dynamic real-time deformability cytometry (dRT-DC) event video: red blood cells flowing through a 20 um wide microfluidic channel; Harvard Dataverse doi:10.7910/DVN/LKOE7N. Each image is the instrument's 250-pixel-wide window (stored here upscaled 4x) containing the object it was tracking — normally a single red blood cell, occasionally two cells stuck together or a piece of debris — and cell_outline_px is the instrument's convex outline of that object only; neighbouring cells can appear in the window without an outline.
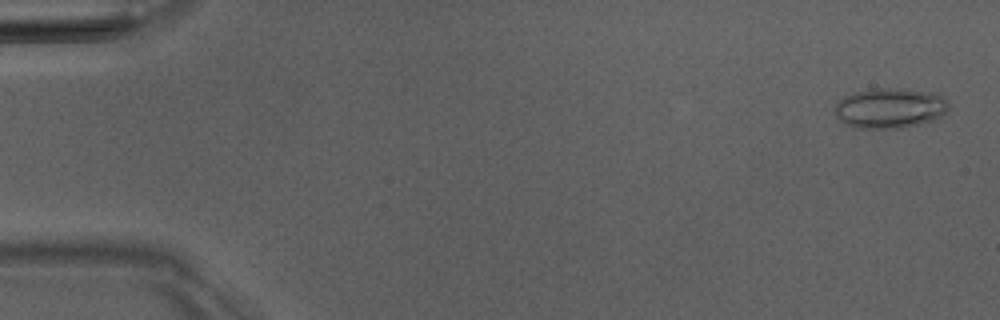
{"species": "Egyptian fruit bat (a non-hibernating species)", "species_latin": "Rousettus aegyptiacus", "temperature_condition": "room temperature", "stored_images_in_passage": 4, "camera_frame_rate_fps": 3000, "um_per_image_px": 0.085, "animal": {"sex": "male"}, "frame": {"image": 1, "passage_image": 1, "time_ms": 0.0, "image_size_px": [1000, 320], "cell_outline_px": [[948, 112], [936, 120], [920, 124], [900, 128], [856, 128], [844, 124], [836, 116], [836, 104], [844, 96], [852, 92], [876, 88], [904, 88], [936, 92], [944, 96], [948, 100]], "centroid_in_image_um": [75.7, 9.18], "position_along_channel_um": 9.3, "area_um2": 27.22}}